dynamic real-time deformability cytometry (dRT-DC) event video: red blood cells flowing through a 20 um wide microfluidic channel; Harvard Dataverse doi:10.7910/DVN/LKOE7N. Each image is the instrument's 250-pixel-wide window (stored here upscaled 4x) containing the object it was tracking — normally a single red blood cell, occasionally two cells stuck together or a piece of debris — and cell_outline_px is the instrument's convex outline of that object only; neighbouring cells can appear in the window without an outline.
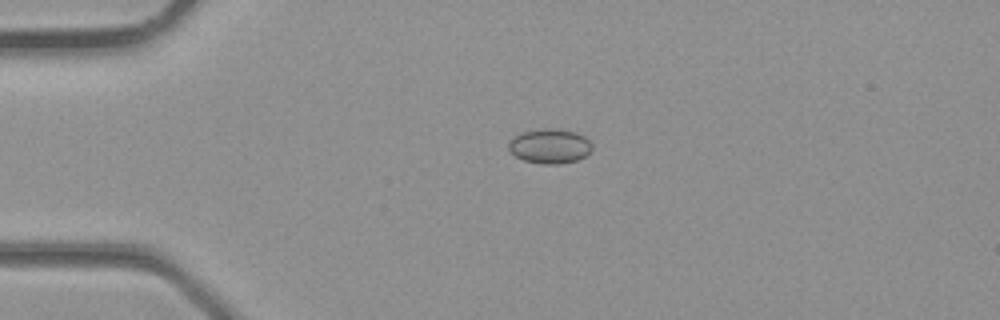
{"species": "common noctule bat (a hibernating species)", "species_latin": "Nyctalus noctula", "temperature_condition": "room temperature", "stored_images_in_passage": 2, "camera_frame_rate_fps": 3000, "um_per_image_px": 0.085, "animal": {"sex": "male", "body_mass_g": 23.1, "forearm_length_mm": 52.7}, "frame": {"image": 1, "passage_image": 1, "time_ms": 0.0, "image_size_px": [1000, 320], "cell_outline_px": [[592, 148], [584, 156], [576, 160], [556, 164], [544, 164], [524, 160], [516, 156], [508, 148], [508, 144], [520, 132], [544, 128], [556, 128], [576, 132], [584, 136], [592, 144]], "centroid_in_image_um": [46.74, 12.4], "position_along_channel_um": 38.3, "area_um2": 16.65}}
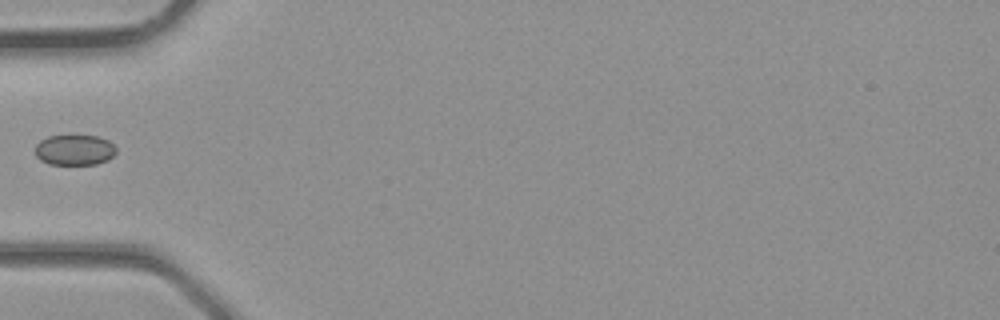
{"frame": {"image": 2, "passage_image": 2, "time_ms": 0.333, "image_size_px": [1000, 320], "cell_outline_px": [[116, 152], [108, 160], [96, 164], [48, 164], [40, 160], [36, 156], [36, 144], [40, 140], [48, 136], [96, 136], [108, 140], [116, 148]], "centroid_in_image_um": [6.33, 12.75], "position_along_channel_um": 78.7, "area_um2": 14.33}}